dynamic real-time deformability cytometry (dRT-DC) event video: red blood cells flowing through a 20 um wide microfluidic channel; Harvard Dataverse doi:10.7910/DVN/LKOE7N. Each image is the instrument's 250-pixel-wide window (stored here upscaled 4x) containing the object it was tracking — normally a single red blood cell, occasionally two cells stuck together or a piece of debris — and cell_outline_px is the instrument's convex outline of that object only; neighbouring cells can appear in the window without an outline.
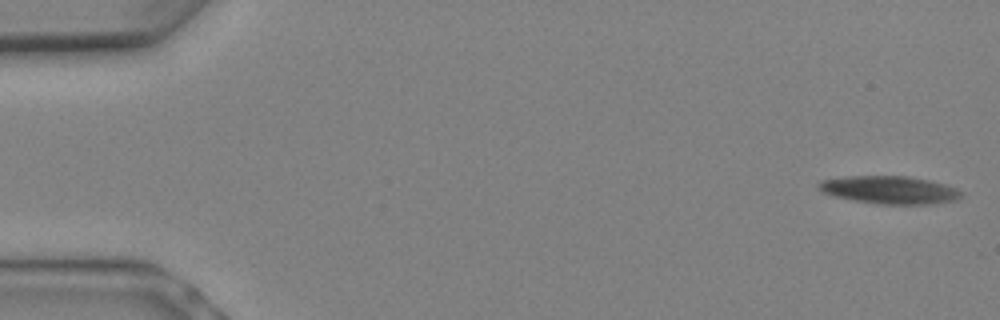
{"species": "Egyptian fruit bat (a non-hibernating species)", "species_latin": "Rousettus aegyptiacus", "temperature_condition": "warm", "stored_images_in_passage": 7, "camera_frame_rate_fps": 3000, "um_per_image_px": 0.085, "animal": {"sex": "female"}, "frame": {"image": 1, "passage_image": 1, "time_ms": 0.0, "image_size_px": [1000, 320], "cell_outline_px": [[964, 196], [956, 200], [932, 204], [880, 204], [852, 200], [832, 196], [816, 188], [816, 184], [820, 180], [848, 176], [908, 176], [928, 180], [944, 184], [956, 188], [964, 192]], "centroid_in_image_um": [75.61, 16.14], "position_along_channel_um": 9.4, "area_um2": 23.35}}